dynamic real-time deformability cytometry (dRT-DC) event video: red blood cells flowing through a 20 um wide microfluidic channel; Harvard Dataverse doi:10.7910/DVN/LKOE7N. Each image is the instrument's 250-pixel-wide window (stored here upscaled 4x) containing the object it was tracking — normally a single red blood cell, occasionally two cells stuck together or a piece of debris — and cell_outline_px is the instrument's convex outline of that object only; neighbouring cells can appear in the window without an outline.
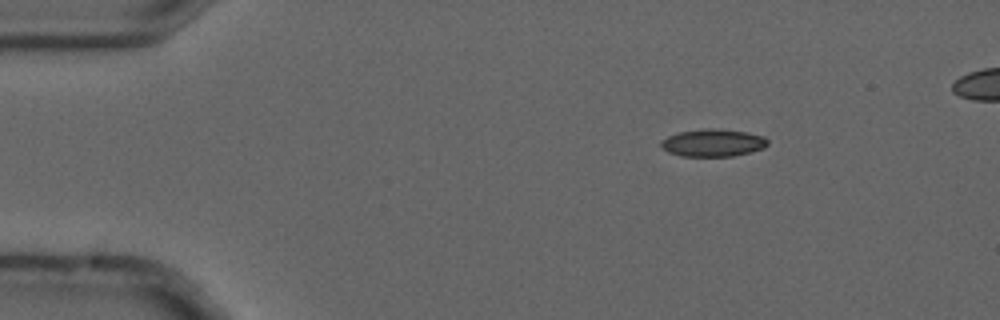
{"species": "common noctule bat (a hibernating species)", "species_latin": "Nyctalus noctula", "temperature_condition": "cold", "stored_images_in_passage": 5, "camera_frame_rate_fps": 3000, "um_per_image_px": 0.085, "animal": {"sex": "male", "forearm_length_mm": 52.5}, "frame": {"image": 1, "passage_image": 2, "time_ms": 0.333, "image_size_px": [1000, 320], "cell_outline_px": [[768, 144], [764, 148], [732, 156], [680, 156], [668, 152], [660, 144], [660, 140], [668, 136], [680, 132], [704, 128], [720, 128], [748, 132], [764, 136], [768, 140]], "centroid_in_image_um": [60.61, 12.12], "position_along_channel_um": 24.4, "area_um2": 17.17}}